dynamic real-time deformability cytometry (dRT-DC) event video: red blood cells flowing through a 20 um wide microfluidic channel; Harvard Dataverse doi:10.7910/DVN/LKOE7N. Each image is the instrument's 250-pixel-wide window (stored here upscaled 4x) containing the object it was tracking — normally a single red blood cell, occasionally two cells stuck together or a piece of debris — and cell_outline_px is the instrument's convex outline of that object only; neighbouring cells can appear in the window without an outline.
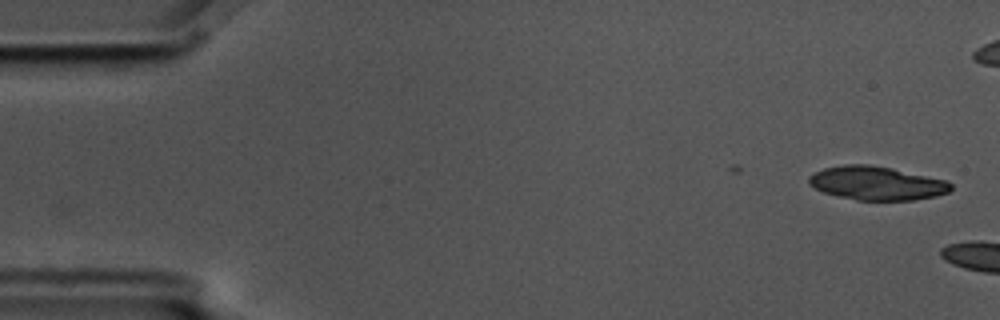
{"species": "common noctule bat (a hibernating species)", "species_latin": "Nyctalus noctula", "temperature_condition": "cold", "stored_images_in_passage": 2, "camera_frame_rate_fps": 3000, "um_per_image_px": 0.085, "animal": {"sex": "male", "body_mass_g": 17.5, "forearm_length_mm": 52.3}, "frame": {"image": 1, "passage_image": 1, "time_ms": 0.0, "image_size_px": [1000, 320], "cell_outline_px": [[952, 188], [948, 192], [936, 196], [912, 200], [856, 200], [836, 196], [824, 192], [808, 184], [808, 176], [824, 168], [844, 164], [868, 164], [892, 168], [948, 180], [952, 184]], "centroid_in_image_um": [74.53, 15.57], "position_along_channel_um": 10.5, "area_um2": 27.98}}